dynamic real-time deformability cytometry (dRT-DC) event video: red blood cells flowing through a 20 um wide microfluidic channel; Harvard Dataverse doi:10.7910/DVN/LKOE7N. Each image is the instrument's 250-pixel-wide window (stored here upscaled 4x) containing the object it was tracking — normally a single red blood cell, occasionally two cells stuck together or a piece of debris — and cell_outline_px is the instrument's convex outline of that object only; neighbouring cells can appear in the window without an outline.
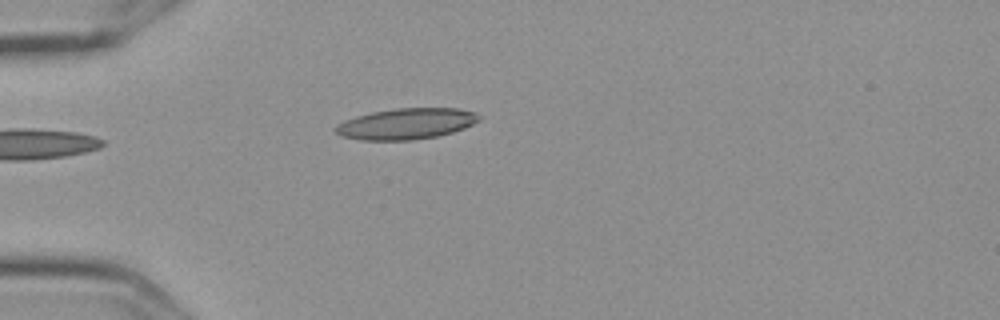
{"species": "Egyptian fruit bat (a non-hibernating species)", "species_latin": "Rousettus aegyptiacus", "temperature_condition": "cold", "stored_images_in_passage": 1, "camera_frame_rate_fps": 3000, "um_per_image_px": 0.085, "frame": {"image": 1, "passage_image": 1, "time_ms": 0.0, "image_size_px": [1000, 320], "cell_outline_px": [[484, 116], [480, 120], [464, 128], [452, 132], [436, 136], [412, 140], [360, 140], [340, 136], [332, 128], [336, 124], [344, 120], [356, 116], [372, 112], [396, 108], [460, 108], [476, 112]], "centroid_in_image_um": [34.53, 10.51], "position_along_channel_um": 50.5, "area_um2": 26.18}}